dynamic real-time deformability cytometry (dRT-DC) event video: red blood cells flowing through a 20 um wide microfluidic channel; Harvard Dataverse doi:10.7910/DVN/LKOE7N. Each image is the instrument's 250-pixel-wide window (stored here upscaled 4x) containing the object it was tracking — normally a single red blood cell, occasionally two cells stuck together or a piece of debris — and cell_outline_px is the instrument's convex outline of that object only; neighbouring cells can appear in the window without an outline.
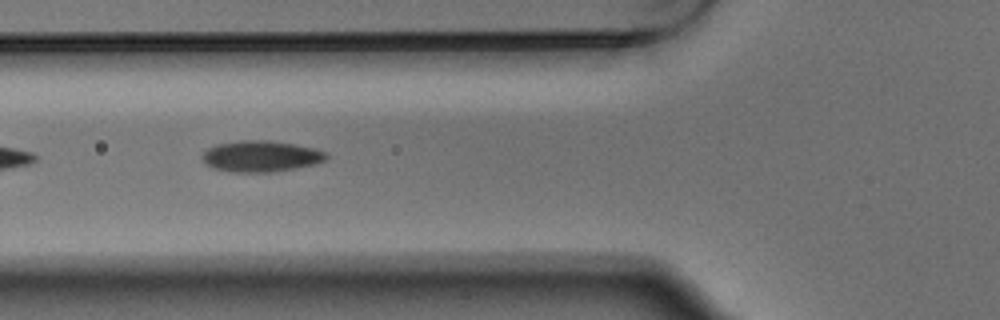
{"species": "Egyptian fruit bat (a non-hibernating species)", "species_latin": "Rousettus aegyptiacus", "temperature_condition": "warm", "stored_images_in_passage": 8, "camera_frame_rate_fps": 3000, "um_per_image_px": 0.085, "animal": {"sex": "male"}, "frame": {"image": 1, "passage_image": 4, "time_ms": 1.0, "image_size_px": [1000, 320], "cell_outline_px": [[328, 156], [324, 160], [316, 164], [296, 168], [272, 172], [232, 172], [212, 168], [204, 164], [200, 156], [208, 148], [220, 144], [244, 140], [268, 140], [316, 148], [328, 152]], "centroid_in_image_um": [22.18, 13.29], "position_along_channel_um": 103.6, "area_um2": 22.6}}
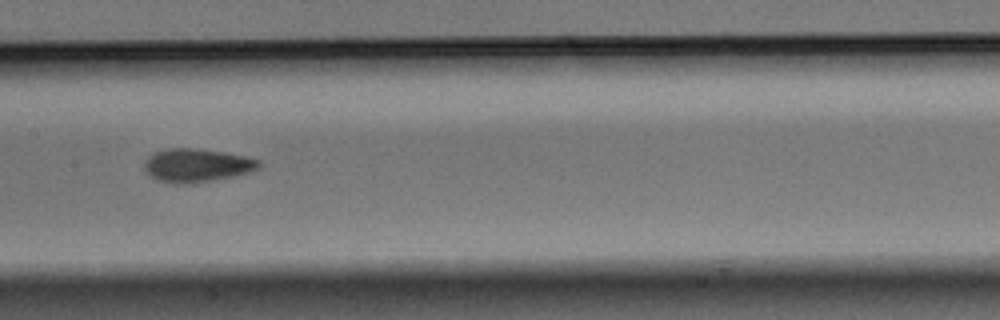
{"frame": {"image": 2, "passage_image": 6, "time_ms": 1.667, "image_size_px": [1000, 320], "cell_outline_px": [[260, 168], [248, 172], [216, 180], [192, 184], [172, 184], [156, 180], [144, 168], [144, 164], [148, 156], [156, 152], [168, 148], [196, 148], [224, 152], [244, 156], [260, 160]], "centroid_in_image_um": [16.72, 14.06], "position_along_channel_um": 190.7, "area_um2": 22.37}}
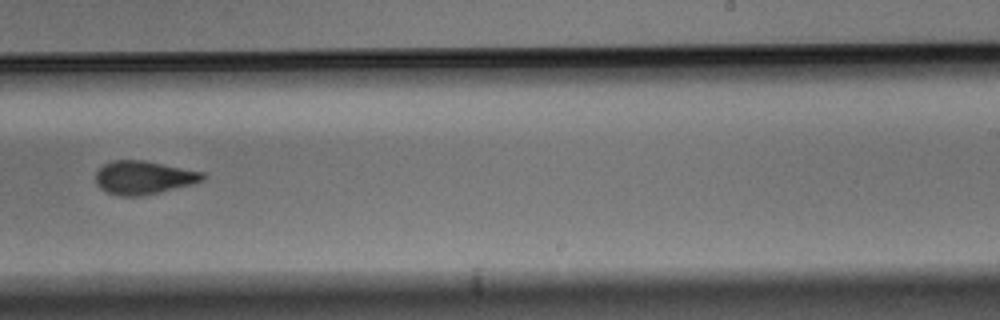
{"frame": {"image": 3, "passage_image": 8, "time_ms": 2.333, "image_size_px": [1000, 320], "cell_outline_px": [[204, 180], [192, 184], [144, 196], [120, 196], [108, 192], [100, 188], [96, 184], [96, 172], [104, 164], [112, 160], [144, 160], [204, 172]], "centroid_in_image_um": [12.2, 15.09], "position_along_channel_um": 276.8, "area_um2": 20.81}}